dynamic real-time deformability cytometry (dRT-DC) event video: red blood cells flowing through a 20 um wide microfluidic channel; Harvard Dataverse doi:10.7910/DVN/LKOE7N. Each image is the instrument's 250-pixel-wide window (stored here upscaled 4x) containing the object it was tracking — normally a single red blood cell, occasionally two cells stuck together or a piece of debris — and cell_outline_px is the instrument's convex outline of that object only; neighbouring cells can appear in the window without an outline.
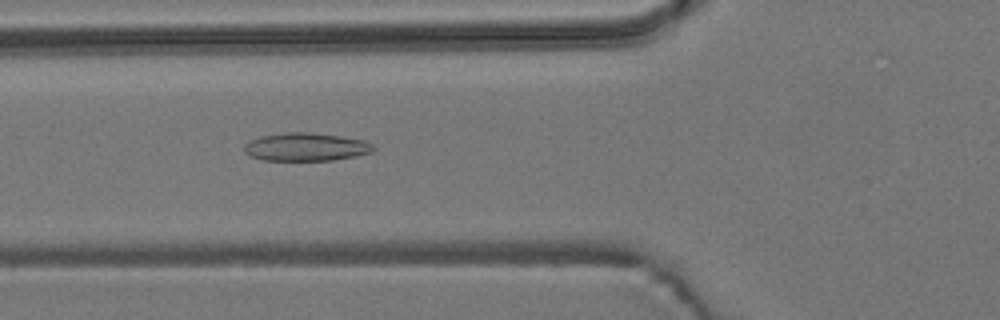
{"species": "common noctule bat (a hibernating species)", "species_latin": "Nyctalus noctula", "temperature_condition": "room temperature", "stored_images_in_passage": 38, "camera_frame_rate_fps": 3000, "um_per_image_px": 0.085, "animal": {"sex": "male", "body_mass_g": 19.2, "forearm_length_mm": 51.8}, "frame": {"image": 1, "passage_image": 3, "time_ms": 0.667, "image_size_px": [1000, 320], "cell_outline_px": [[376, 148], [372, 152], [356, 156], [332, 160], [264, 160], [252, 156], [244, 152], [244, 144], [248, 140], [260, 136], [288, 132], [308, 132], [340, 136], [364, 140], [372, 144]], "centroid_in_image_um": [26.0, 12.48], "position_along_channel_um": 99.8, "area_um2": 21.15}}
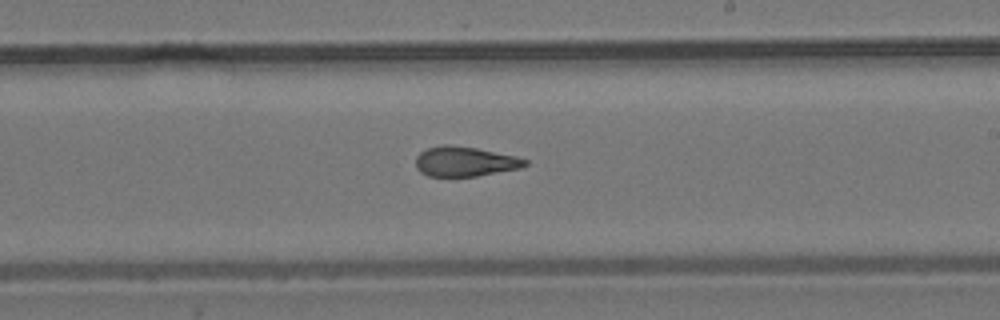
{"frame": {"image": 2, "passage_image": 15, "time_ms": 4.667, "image_size_px": [1000, 320], "cell_outline_px": [[528, 164], [520, 168], [476, 176], [428, 176], [420, 172], [416, 168], [416, 156], [420, 152], [428, 148], [444, 144], [448, 144], [476, 148], [516, 156], [528, 160]], "centroid_in_image_um": [39.5, 13.72], "position_along_channel_um": 249.5, "area_um2": 18.96}}
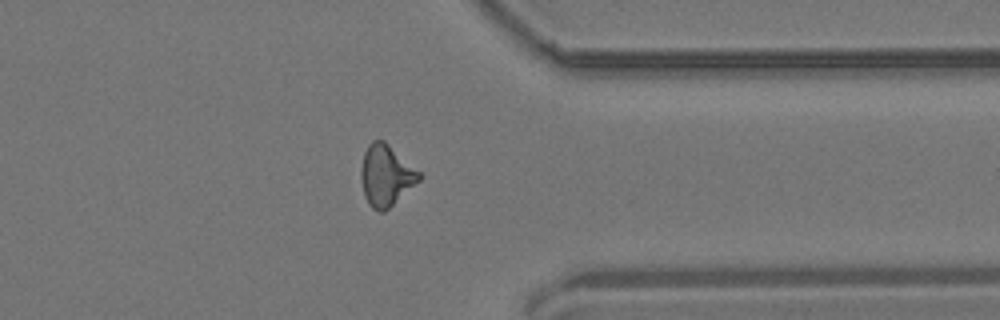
{"frame": {"image": 3, "passage_image": 26, "time_ms": 8.333, "image_size_px": [1000, 320], "cell_outline_px": [[420, 180], [384, 212], [380, 212], [372, 208], [368, 204], [364, 196], [360, 176], [360, 172], [364, 152], [368, 144], [372, 140], [384, 140], [420, 172]], "centroid_in_image_um": [32.78, 14.91], "position_along_channel_um": 378.6, "area_um2": 20.58}}